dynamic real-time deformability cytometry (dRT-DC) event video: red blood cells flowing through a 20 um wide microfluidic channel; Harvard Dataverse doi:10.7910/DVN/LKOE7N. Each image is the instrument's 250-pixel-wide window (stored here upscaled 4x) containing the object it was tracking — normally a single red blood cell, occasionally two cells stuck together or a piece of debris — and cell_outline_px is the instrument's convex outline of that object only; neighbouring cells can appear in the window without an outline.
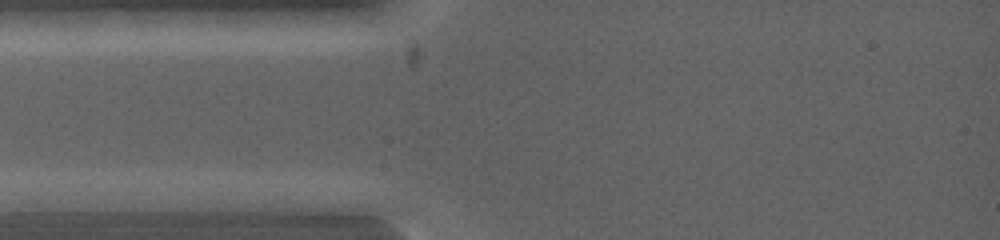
{"species": "common noctule bat (a hibernating species)", "species_latin": "Nyctalus noctula", "temperature_condition": "warm", "stored_images_in_passage": 7, "camera_frame_rate_fps": 5000, "um_per_image_px": 0.085, "animal": {"sex": "female", "body_mass_g": 19.0, "forearm_length_mm": 53.3}, "frame": {"image": 1, "passage_image": 1, "time_ms": 0.0, "image_size_px": [1000, 240], "cell_outline_px": [[124, 200], [112, 212], [16, 212], [12, 200], [40, 192], [112, 192]], "centroid_in_image_um": [5.79, 17.2], "position_along_channel_um": 79.2, "area_um2": 14.33}}
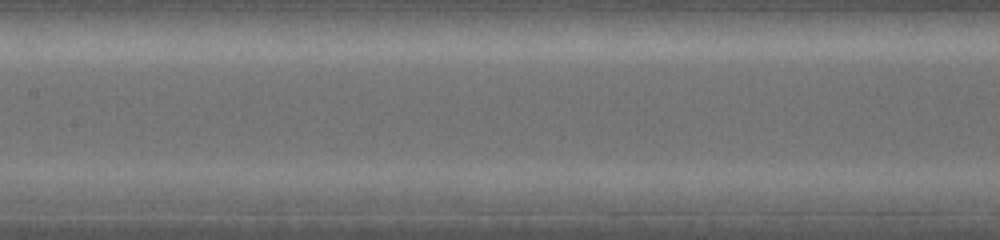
{"frame": {"image": 2, "passage_image": 7, "time_ms": 0.8, "image_size_px": [1000, 240], "cell_outline_px": [[868, 212], [792, 212], [792, 192], [800, 188], [844, 188], [868, 196]], "centroid_in_image_um": [70.44, 17.05], "position_along_channel_um": 137.0, "area_um2": 12.37}}